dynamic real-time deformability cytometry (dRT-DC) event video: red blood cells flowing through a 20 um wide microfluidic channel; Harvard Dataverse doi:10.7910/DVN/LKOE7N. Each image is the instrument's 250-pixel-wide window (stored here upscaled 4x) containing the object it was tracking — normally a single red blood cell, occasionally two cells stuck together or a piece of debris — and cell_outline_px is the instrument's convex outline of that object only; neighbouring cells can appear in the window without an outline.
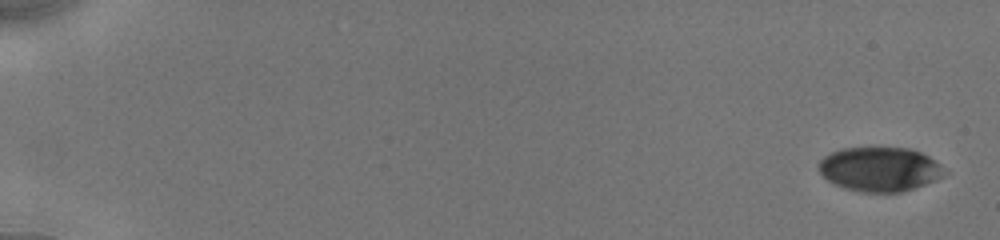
{"species": "human", "species_latin": "Homo sapiens", "temperature_condition": "cold", "stored_images_in_passage": 15, "camera_frame_rate_fps": 3000, "um_per_image_px": 0.085, "donor": {"sex": "male"}, "frame": {"image": 1, "passage_image": 1, "time_ms": 0.0, "image_size_px": [1000, 240], "cell_outline_px": [[948, 172], [944, 176], [936, 180], [900, 192], [860, 192], [844, 188], [832, 184], [820, 172], [820, 160], [824, 156], [832, 152], [844, 148], [908, 148], [920, 152], [928, 156], [940, 164]], "centroid_in_image_um": [74.79, 14.39], "position_along_channel_um": 10.2, "area_um2": 32.31}}
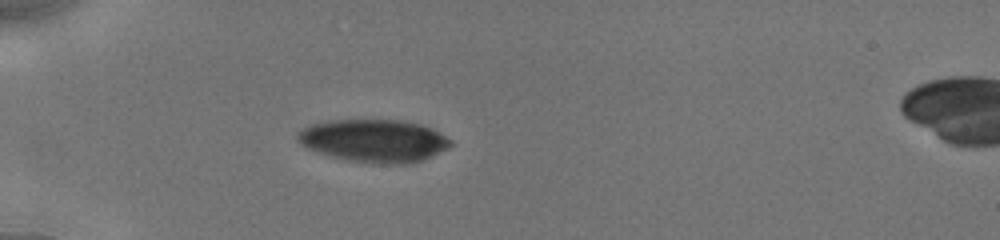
{"frame": {"image": 2, "passage_image": 13, "time_ms": 5.333, "image_size_px": [1000, 240], "cell_outline_px": [[452, 144], [448, 148], [420, 160], [408, 164], [380, 164], [348, 160], [332, 156], [304, 148], [296, 140], [296, 132], [308, 124], [328, 120], [400, 120], [420, 124], [432, 128], [440, 132], [452, 140]], "centroid_in_image_um": [31.74, 11.95], "position_along_channel_um": 53.3, "area_um2": 38.38}}